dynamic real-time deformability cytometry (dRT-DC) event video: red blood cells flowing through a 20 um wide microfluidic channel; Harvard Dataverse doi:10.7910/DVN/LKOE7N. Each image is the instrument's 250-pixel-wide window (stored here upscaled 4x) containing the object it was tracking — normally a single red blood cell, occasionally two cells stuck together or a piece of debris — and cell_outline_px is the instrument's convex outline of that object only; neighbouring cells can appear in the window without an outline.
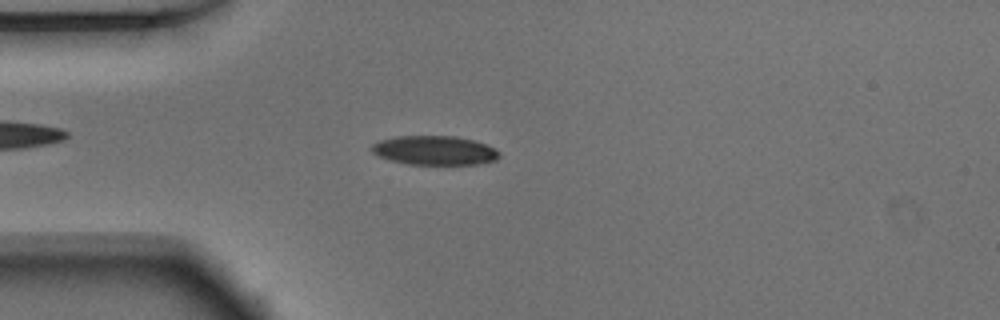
{"species": "Egyptian fruit bat (a non-hibernating species)", "species_latin": "Rousettus aegyptiacus", "temperature_condition": "warm", "stored_images_in_passage": 51, "camera_frame_rate_fps": 3000, "um_per_image_px": 0.085, "animal": {"sex": "male"}, "frame": {"image": 1, "passage_image": 13, "time_ms": 4.0, "image_size_px": [1000, 320], "cell_outline_px": [[500, 156], [496, 160], [476, 164], [408, 164], [392, 160], [380, 156], [372, 152], [372, 144], [380, 140], [396, 136], [456, 136], [472, 140], [484, 144], [500, 152]], "centroid_in_image_um": [36.93, 12.78], "position_along_channel_um": 48.1, "area_um2": 21.39}}
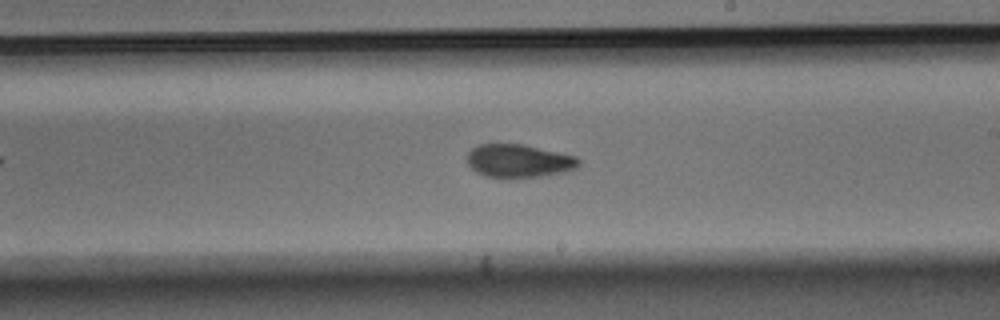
{"frame": {"image": 2, "passage_image": 29, "time_ms": 9.333, "image_size_px": [1000, 320], "cell_outline_px": [[580, 164], [576, 168], [568, 172], [512, 180], [504, 180], [484, 176], [476, 172], [468, 164], [468, 152], [472, 148], [480, 144], [524, 144], [576, 156], [580, 160]], "centroid_in_image_um": [44.1, 13.72], "position_along_channel_um": 244.9, "area_um2": 22.25}}
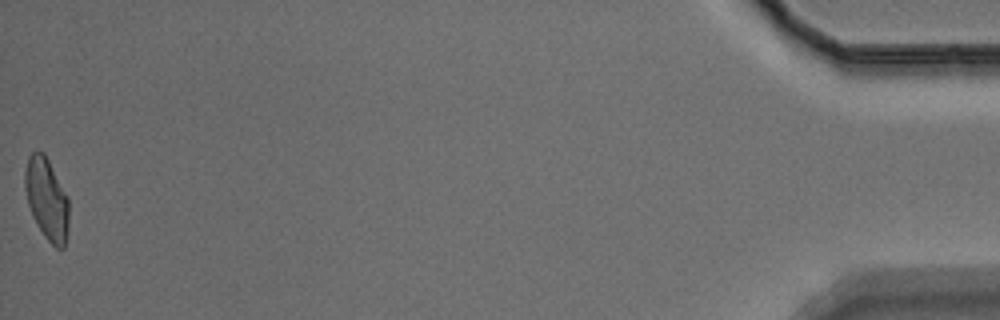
{"frame": {"image": 3, "passage_image": 51, "time_ms": 16.667, "image_size_px": [1000, 320], "cell_outline_px": [[68, 232], [64, 248], [56, 248], [44, 236], [36, 224], [32, 216], [28, 204], [24, 184], [24, 172], [28, 156], [32, 152], [44, 152], [68, 196]], "centroid_in_image_um": [3.97, 16.92], "position_along_channel_um": 431.2, "area_um2": 21.04}, "authors_computed_cell_mechanics": {"area_um2": 21.386, "velocity_mm_per_s": 3.9033, "shape_relaxation_time_tau1_ms": 4.2174, "shape_relaxation_time_tau2_ms": 2.2488, "deformation_change_tau1": 0.153, "deformation_change_tau2": 0.0763}}